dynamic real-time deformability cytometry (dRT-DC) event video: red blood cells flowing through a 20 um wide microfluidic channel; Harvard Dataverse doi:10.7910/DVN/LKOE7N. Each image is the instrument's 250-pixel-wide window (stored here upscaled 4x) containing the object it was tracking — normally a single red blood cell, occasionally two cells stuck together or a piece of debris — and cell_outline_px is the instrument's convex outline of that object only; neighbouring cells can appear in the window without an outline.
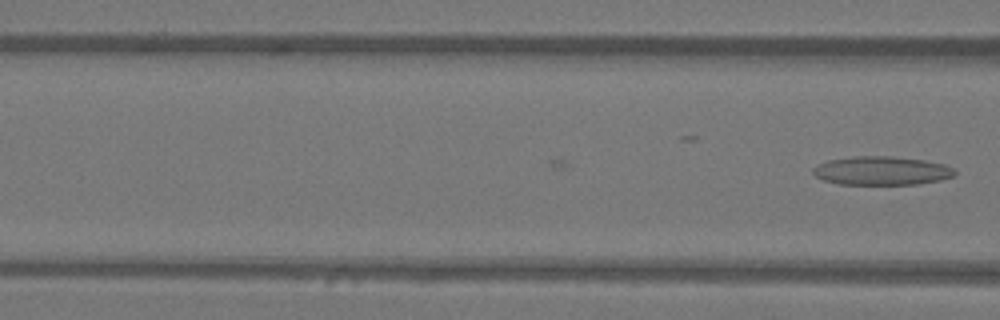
{"species": "Egyptian fruit bat (a non-hibernating species)", "species_latin": "Rousettus aegyptiacus", "temperature_condition": "warm", "stored_images_in_passage": 18, "camera_frame_rate_fps": 3000, "um_per_image_px": 0.085, "animal": {"sex": "female"}, "frame": {"image": 1, "passage_image": 18, "time_ms": 5.667, "image_size_px": [1000, 320], "cell_outline_px": [[956, 172], [952, 176], [940, 180], [916, 184], [840, 184], [824, 180], [816, 176], [812, 172], [812, 168], [828, 160], [852, 156], [892, 156], [924, 160], [944, 164], [952, 168]], "centroid_in_image_um": [74.92, 14.5], "position_along_channel_um": 91.7, "area_um2": 23.52}}